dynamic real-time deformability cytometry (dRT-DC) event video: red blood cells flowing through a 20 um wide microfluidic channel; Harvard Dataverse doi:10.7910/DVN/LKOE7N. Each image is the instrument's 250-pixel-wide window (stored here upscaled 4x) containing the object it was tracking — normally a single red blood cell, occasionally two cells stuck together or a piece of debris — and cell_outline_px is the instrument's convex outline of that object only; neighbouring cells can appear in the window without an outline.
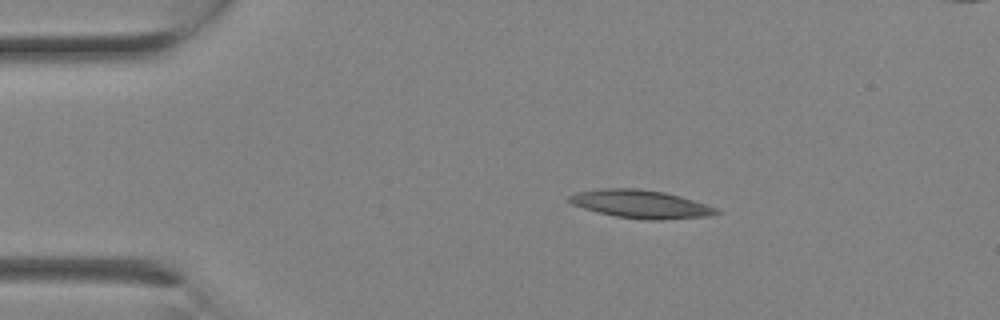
{"species": "Egyptian fruit bat (a non-hibernating species)", "species_latin": "Rousettus aegyptiacus", "temperature_condition": "room temperature", "stored_images_in_passage": 3, "camera_frame_rate_fps": 3000, "um_per_image_px": 0.085, "animal": {"sex": "female"}, "frame": {"image": 1, "passage_image": 3, "time_ms": 0.667, "image_size_px": [1000, 320], "cell_outline_px": [[720, 212], [708, 216], [664, 220], [648, 220], [616, 216], [596, 212], [572, 204], [568, 200], [568, 196], [576, 192], [604, 188], [640, 188], [664, 192], [680, 196], [708, 204], [716, 208]], "centroid_in_image_um": [54.46, 17.34], "position_along_channel_um": 30.5, "area_um2": 24.16}}